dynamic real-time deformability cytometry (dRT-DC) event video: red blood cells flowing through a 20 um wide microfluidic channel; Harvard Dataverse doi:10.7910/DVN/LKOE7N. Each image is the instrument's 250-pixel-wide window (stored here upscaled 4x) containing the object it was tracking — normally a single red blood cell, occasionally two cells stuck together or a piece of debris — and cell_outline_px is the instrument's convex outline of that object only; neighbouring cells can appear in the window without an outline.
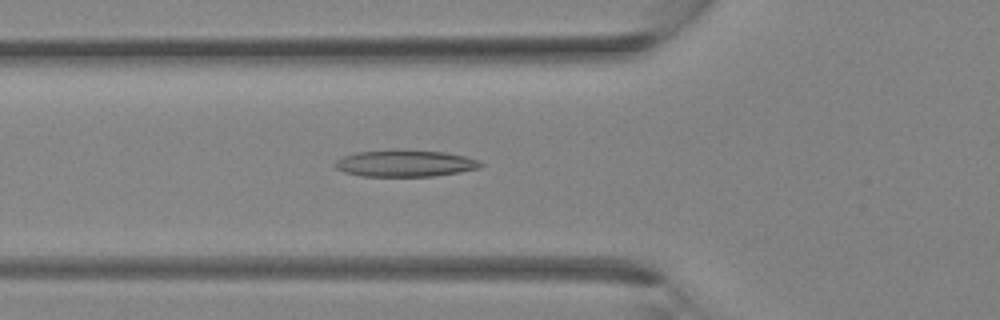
{"species": "Egyptian fruit bat (a non-hibernating species)", "species_latin": "Rousettus aegyptiacus", "temperature_condition": "room temperature", "stored_images_in_passage": 32, "camera_frame_rate_fps": 3000, "um_per_image_px": 0.085, "animal": {"sex": "female"}, "frame": {"image": 1, "passage_image": 9, "time_ms": 2.667, "image_size_px": [1000, 320], "cell_outline_px": [[484, 164], [480, 168], [460, 172], [432, 176], [364, 176], [344, 172], [336, 168], [332, 164], [336, 160], [344, 156], [356, 152], [396, 148], [444, 152], [464, 156], [480, 160]], "centroid_in_image_um": [34.43, 13.86], "position_along_channel_um": 91.4, "area_um2": 23.06}}
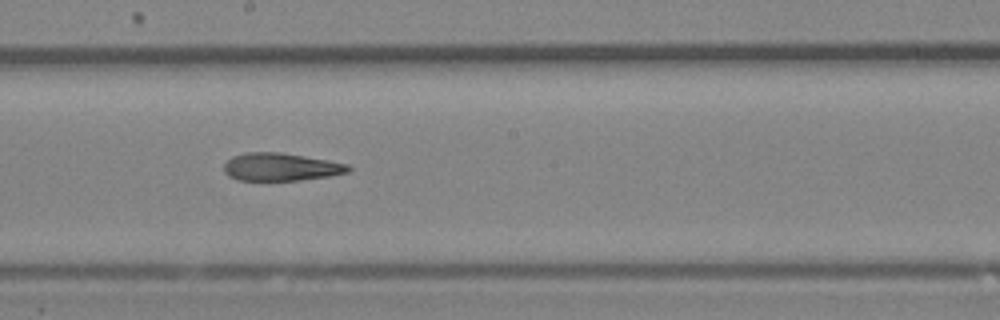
{"frame": {"image": 2, "passage_image": 16, "time_ms": 5.0, "image_size_px": [1000, 320], "cell_outline_px": [[352, 168], [348, 172], [328, 176], [300, 180], [236, 180], [228, 176], [224, 172], [224, 164], [232, 156], [244, 152], [280, 152], [328, 160], [348, 164]], "centroid_in_image_um": [23.84, 14.18], "position_along_channel_um": 224.4, "area_um2": 20.17}}
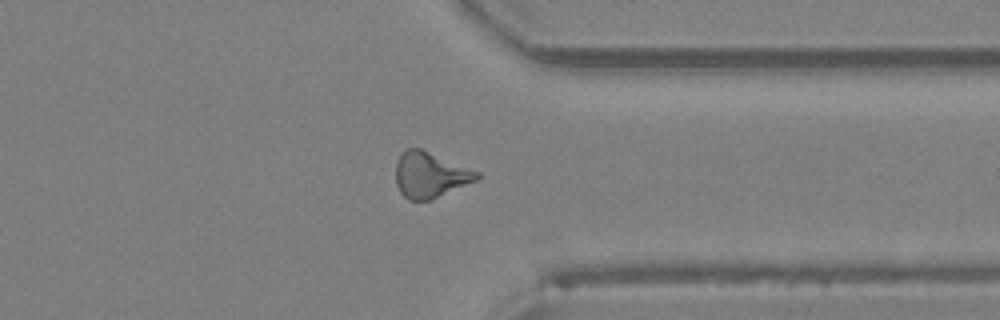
{"frame": {"image": 3, "passage_image": 24, "time_ms": 7.667, "image_size_px": [1000, 320], "cell_outline_px": [[480, 176], [476, 180], [432, 200], [408, 200], [400, 192], [396, 184], [396, 160], [408, 148], [420, 148], [480, 172]], "centroid_in_image_um": [36.55, 14.88], "position_along_channel_um": 374.9, "area_um2": 21.44}}